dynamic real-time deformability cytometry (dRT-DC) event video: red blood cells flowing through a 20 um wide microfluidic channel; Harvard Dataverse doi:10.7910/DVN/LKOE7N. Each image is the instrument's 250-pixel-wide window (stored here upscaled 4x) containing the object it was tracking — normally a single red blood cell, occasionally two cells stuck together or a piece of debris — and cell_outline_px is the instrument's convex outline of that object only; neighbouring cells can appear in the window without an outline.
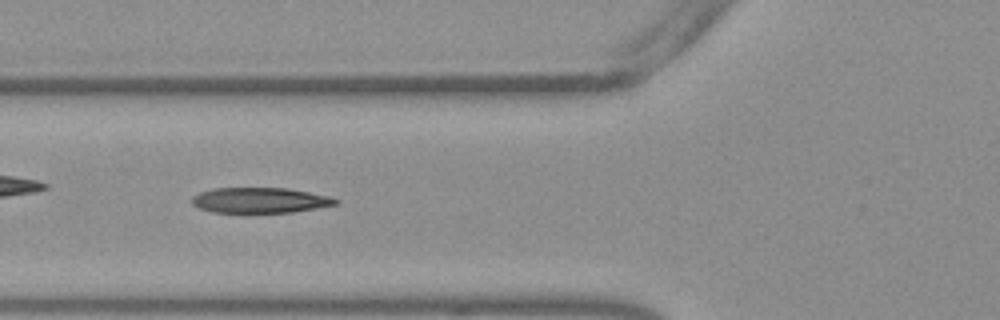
{"species": "Egyptian fruit bat (a non-hibernating species)", "species_latin": "Rousettus aegyptiacus", "temperature_condition": "warm", "stored_images_in_passage": 52, "camera_frame_rate_fps": 3000, "um_per_image_px": 0.085, "frame": {"image": 1, "passage_image": 19, "time_ms": 6.0, "image_size_px": [1000, 320], "cell_outline_px": [[340, 200], [336, 204], [316, 208], [292, 212], [212, 212], [200, 208], [192, 204], [192, 196], [200, 192], [212, 188], [288, 188], [328, 196]], "centroid_in_image_um": [22.07, 17.01], "position_along_channel_um": 103.7, "area_um2": 21.1}}
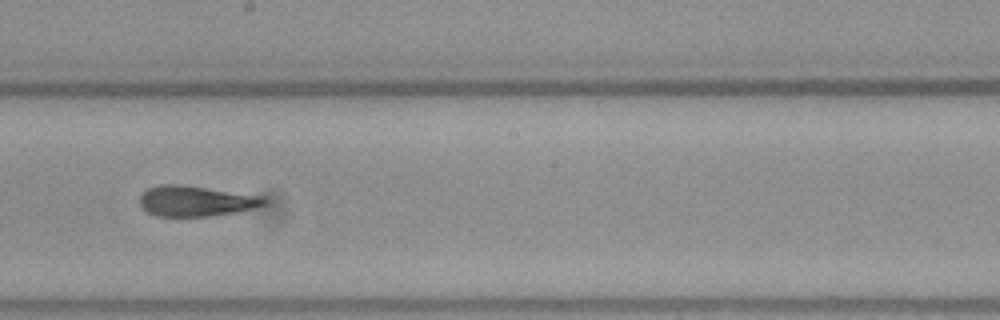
{"frame": {"image": 2, "passage_image": 29, "time_ms": 9.333, "image_size_px": [1000, 320], "cell_outline_px": [[268, 200], [264, 204], [252, 208], [236, 212], [208, 216], [156, 216], [148, 212], [140, 204], [140, 196], [148, 188], [160, 184], [180, 184], [264, 196]], "centroid_in_image_um": [16.64, 17.08], "position_along_channel_um": 231.6, "area_um2": 21.96}}
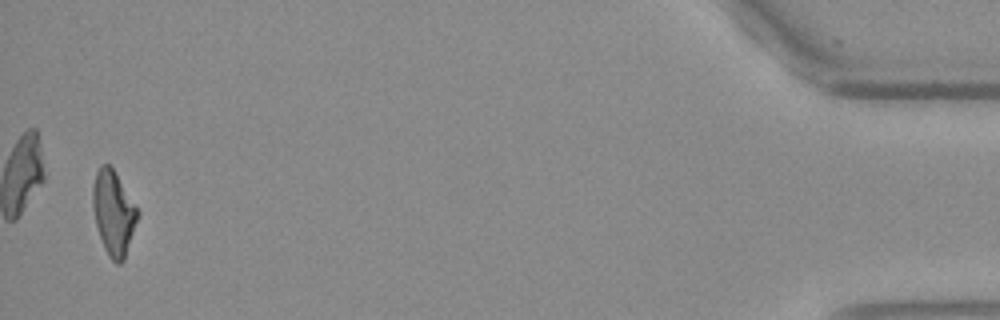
{"frame": {"image": 3, "passage_image": 51, "time_ms": 16.667, "image_size_px": [1000, 320], "cell_outline_px": [[140, 212], [124, 260], [120, 264], [116, 264], [108, 256], [104, 248], [96, 224], [92, 204], [92, 188], [96, 172], [100, 164], [108, 164], [116, 172]], "centroid_in_image_um": [9.65, 18.08], "position_along_channel_um": 425.6, "area_um2": 22.08}, "authors_computed_cell_mechanics": {"area_um2": 22.0218, "velocity_mm_per_s": 3.8288, "shape_relaxation_time_tau1_ms": 4.7271, "shape_relaxation_time_tau2_ms": 1.7445, "deformation_change_tau1": 0.2001, "deformation_change_tau2": 0.1215}}